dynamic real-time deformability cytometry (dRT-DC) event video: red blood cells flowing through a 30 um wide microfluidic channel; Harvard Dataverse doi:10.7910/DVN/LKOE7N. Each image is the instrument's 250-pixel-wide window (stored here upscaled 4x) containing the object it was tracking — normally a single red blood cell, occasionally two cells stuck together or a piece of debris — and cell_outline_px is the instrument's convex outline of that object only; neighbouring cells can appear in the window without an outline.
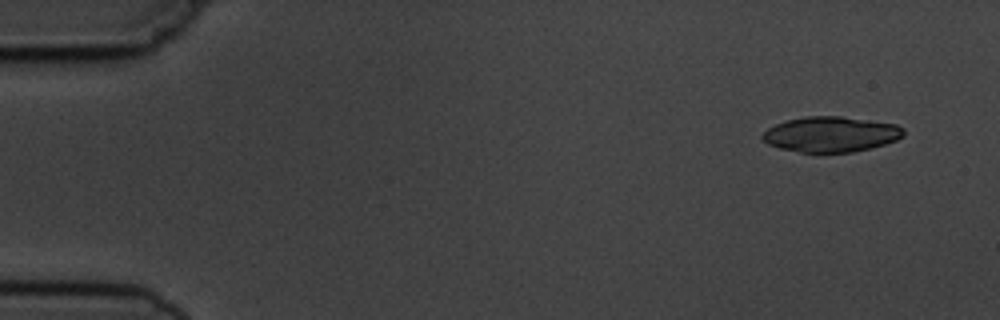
{"species": "common noctule bat (a hibernating species)", "species_latin": "Nyctalus noctula", "temperature_condition": "cold", "stored_images_in_passage": 4, "camera_frame_rate_fps": 3000, "um_per_image_px": 0.085, "animal": {"sex": "male", "body_mass_g": 19.5, "forearm_length_mm": 54.6}, "frame": {"image": 1, "passage_image": 1, "time_ms": 0.0, "image_size_px": [1000, 320], "cell_outline_px": [[904, 136], [896, 140], [884, 144], [852, 152], [800, 152], [780, 148], [768, 144], [760, 136], [768, 128], [776, 124], [788, 120], [804, 116], [840, 116], [896, 124], [904, 128]], "centroid_in_image_um": [70.62, 11.41], "position_along_channel_um": 14.4, "area_um2": 28.9}}